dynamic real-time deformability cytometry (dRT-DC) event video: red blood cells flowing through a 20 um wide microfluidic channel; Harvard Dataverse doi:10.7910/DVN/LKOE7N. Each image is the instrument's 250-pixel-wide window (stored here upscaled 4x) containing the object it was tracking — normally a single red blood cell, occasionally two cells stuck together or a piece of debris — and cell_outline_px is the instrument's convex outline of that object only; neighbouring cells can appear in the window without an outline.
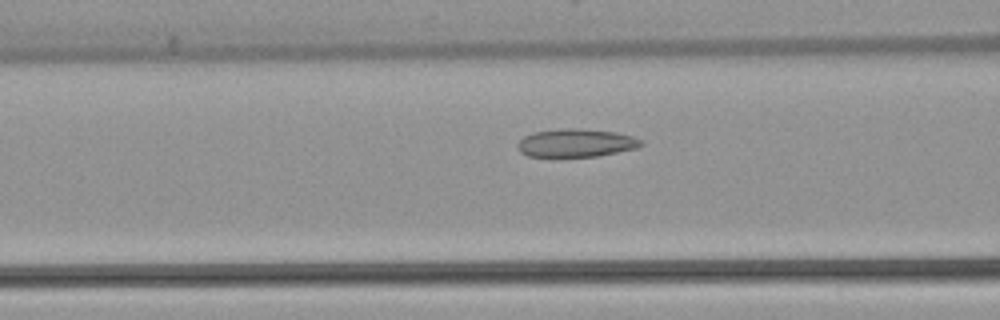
{"species": "common noctule bat (a hibernating species)", "species_latin": "Nyctalus noctula", "temperature_condition": "warm", "stored_images_in_passage": 31, "camera_frame_rate_fps": 3000, "um_per_image_px": 0.085, "animal": {"sex": "female", "body_mass_g": 22.7, "forearm_length_mm": 54.2}, "frame": {"image": 1, "passage_image": 10, "time_ms": 3.0, "image_size_px": [1000, 320], "cell_outline_px": [[644, 144], [636, 148], [596, 156], [528, 156], [520, 152], [516, 148], [516, 144], [524, 136], [532, 132], [564, 128], [576, 128], [616, 132], [632, 136], [644, 140]], "centroid_in_image_um": [48.95, 12.14], "position_along_channel_um": 117.7, "area_um2": 20.23}}
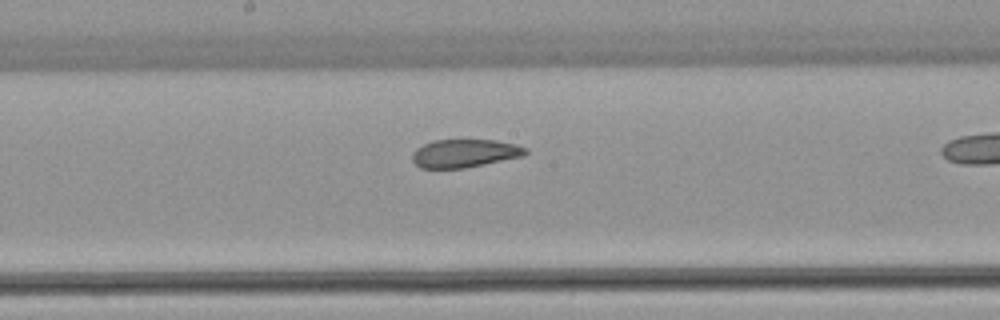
{"frame": {"image": 2, "passage_image": 17, "time_ms": 5.333, "image_size_px": [1000, 320], "cell_outline_px": [[528, 152], [524, 156], [464, 168], [420, 168], [412, 160], [412, 152], [416, 148], [432, 140], [496, 140], [516, 144], [528, 148]], "centroid_in_image_um": [39.5, 13.02], "position_along_channel_um": 208.7, "area_um2": 18.67}}
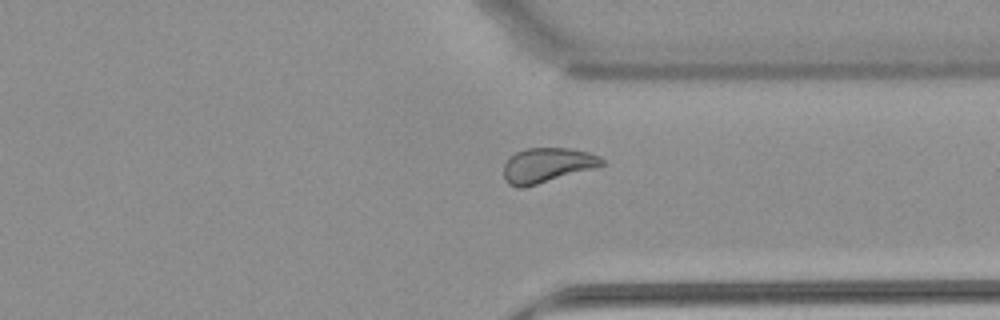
{"frame": {"image": 3, "passage_image": 29, "time_ms": 9.333, "image_size_px": [1000, 320], "cell_outline_px": [[604, 164], [592, 168], [524, 188], [520, 188], [508, 184], [504, 180], [504, 164], [508, 156], [516, 152], [528, 148], [568, 148], [588, 152], [600, 156], [604, 160]], "centroid_in_image_um": [46.45, 14.04], "position_along_channel_um": 365.0, "area_um2": 19.77}}